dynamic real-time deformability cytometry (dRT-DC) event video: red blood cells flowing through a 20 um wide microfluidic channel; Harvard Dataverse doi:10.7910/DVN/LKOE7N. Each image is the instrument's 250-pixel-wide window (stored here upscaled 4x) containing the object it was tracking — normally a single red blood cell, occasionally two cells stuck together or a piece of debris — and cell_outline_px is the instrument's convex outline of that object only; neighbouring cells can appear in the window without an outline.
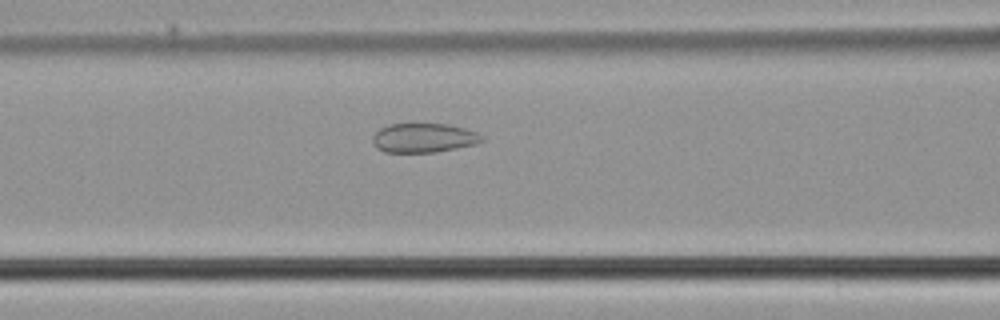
{"species": "common noctule bat (a hibernating species)", "species_latin": "Nyctalus noctula", "temperature_condition": "cold", "stored_images_in_passage": 40, "camera_frame_rate_fps": 3000, "um_per_image_px": 0.085, "animal": {"sex": "male", "body_mass_g": 21.5, "forearm_length_mm": 52.0}, "frame": {"image": 1, "passage_image": 12, "time_ms": 3.667, "image_size_px": [1000, 320], "cell_outline_px": [[484, 140], [476, 144], [436, 152], [384, 152], [376, 148], [372, 144], [372, 136], [380, 128], [388, 124], [448, 124], [464, 128], [476, 132], [484, 136]], "centroid_in_image_um": [35.99, 11.72], "position_along_channel_um": 130.6, "area_um2": 18.73}}
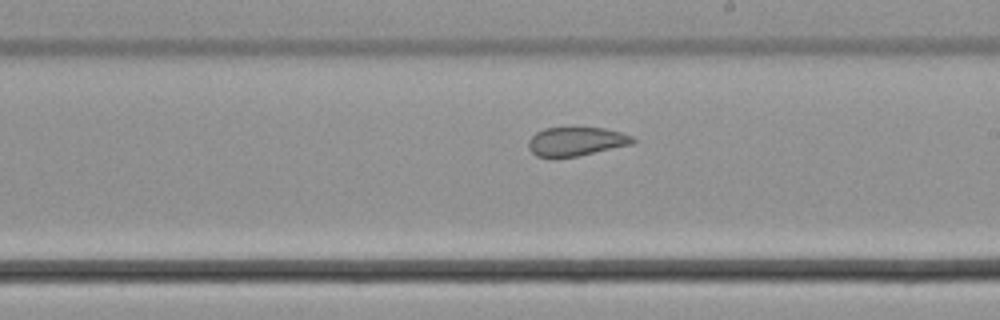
{"frame": {"image": 2, "passage_image": 20, "time_ms": 6.333, "image_size_px": [1000, 320], "cell_outline_px": [[636, 140], [632, 144], [576, 156], [552, 160], [536, 156], [528, 148], [528, 140], [536, 132], [544, 128], [604, 128], [620, 132], [632, 136]], "centroid_in_image_um": [48.9, 12.05], "position_along_channel_um": 240.1, "area_um2": 17.74}}
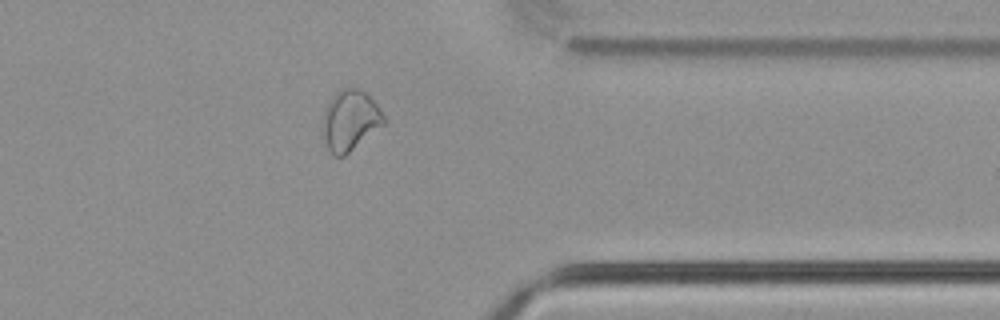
{"frame": {"image": 3, "passage_image": 31, "time_ms": 10.0, "image_size_px": [1000, 320], "cell_outline_px": [[388, 120], [384, 124], [344, 156], [332, 156], [320, 132], [320, 128], [324, 108], [328, 100], [336, 92], [344, 88], [360, 88], [376, 104]], "centroid_in_image_um": [29.7, 10.23], "position_along_channel_um": 381.7, "area_um2": 21.85}}